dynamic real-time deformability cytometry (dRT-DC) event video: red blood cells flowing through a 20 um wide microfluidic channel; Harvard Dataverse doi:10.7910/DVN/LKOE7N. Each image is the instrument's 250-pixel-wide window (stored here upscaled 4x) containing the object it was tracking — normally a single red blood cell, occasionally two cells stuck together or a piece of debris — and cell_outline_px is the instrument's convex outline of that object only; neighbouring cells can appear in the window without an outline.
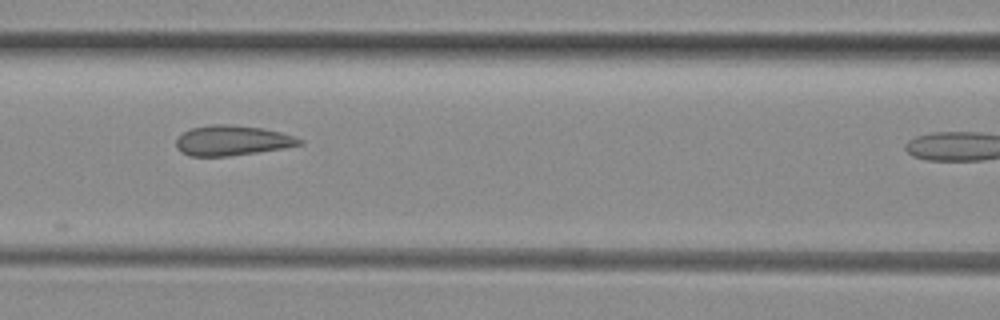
{"species": "common noctule bat (a hibernating species)", "species_latin": "Nyctalus noctula", "temperature_condition": "room temperature", "stored_images_in_passage": 4, "camera_frame_rate_fps": 3000, "um_per_image_px": 0.085, "animal": {"sex": "female", "body_mass_g": 29.2, "forearm_length_mm": 56.3}, "frame": {"image": 1, "passage_image": 3, "time_ms": 2.0, "image_size_px": [1000, 320], "cell_outline_px": [[304, 144], [284, 148], [228, 156], [188, 156], [180, 152], [176, 148], [176, 140], [184, 132], [192, 128], [212, 124], [228, 124], [264, 128], [280, 132], [304, 140]], "centroid_in_image_um": [19.73, 11.94], "position_along_channel_um": 146.9, "area_um2": 21.62}}